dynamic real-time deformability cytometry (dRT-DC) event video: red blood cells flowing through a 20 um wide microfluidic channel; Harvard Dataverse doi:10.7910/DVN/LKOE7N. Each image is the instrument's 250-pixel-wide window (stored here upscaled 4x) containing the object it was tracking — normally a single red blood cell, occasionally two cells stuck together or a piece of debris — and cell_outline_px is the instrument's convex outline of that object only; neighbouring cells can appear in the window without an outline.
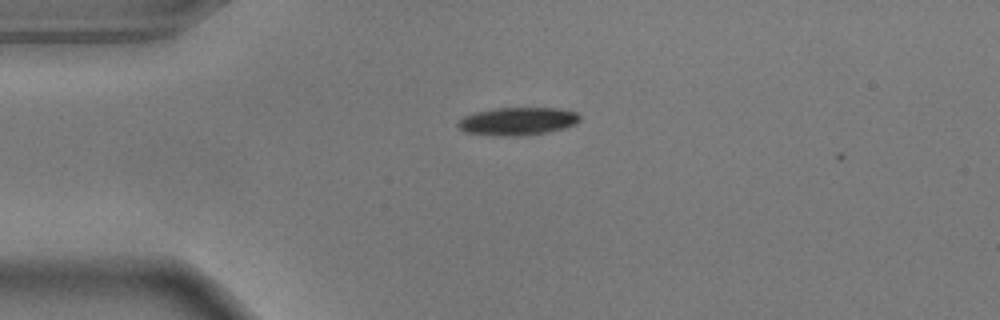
{"species": "common noctule bat (a hibernating species)", "species_latin": "Nyctalus noctula", "temperature_condition": "warm", "stored_images_in_passage": 4, "camera_frame_rate_fps": 3000, "um_per_image_px": 0.085, "animal": {"sex": "male", "body_mass_g": 17.9}, "frame": {"image": 1, "passage_image": 1, "time_ms": 0.0, "image_size_px": [1000, 320], "cell_outline_px": [[580, 120], [576, 124], [564, 128], [548, 132], [516, 136], [500, 136], [464, 132], [456, 124], [464, 116], [476, 112], [496, 108], [556, 108], [576, 112], [580, 116]], "centroid_in_image_um": [44.0, 10.31], "position_along_channel_um": 41.0, "area_um2": 19.71}}